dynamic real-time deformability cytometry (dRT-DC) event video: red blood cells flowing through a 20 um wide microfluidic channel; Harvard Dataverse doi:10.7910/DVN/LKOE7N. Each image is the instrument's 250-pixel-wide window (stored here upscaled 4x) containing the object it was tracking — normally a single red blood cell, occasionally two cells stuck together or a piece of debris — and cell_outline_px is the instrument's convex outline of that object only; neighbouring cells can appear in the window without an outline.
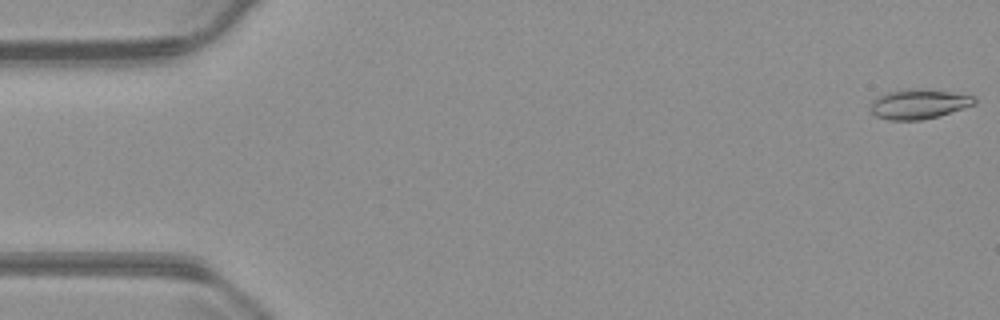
{"species": "common noctule bat (a hibernating species)", "species_latin": "Nyctalus noctula", "temperature_condition": "warm", "stored_images_in_passage": 55, "camera_frame_rate_fps": 3000, "um_per_image_px": 0.085, "animal": {"sex": "male", "body_mass_g": 23.1, "forearm_length_mm": 52.7}, "frame": {"image": 1, "passage_image": 1, "time_ms": 0.0, "image_size_px": [1000, 320], "cell_outline_px": [[976, 104], [964, 108], [936, 116], [920, 120], [888, 120], [876, 116], [868, 108], [872, 100], [876, 96], [888, 92], [908, 88], [920, 88], [976, 96]], "centroid_in_image_um": [78.05, 8.83], "position_along_channel_um": 7.0, "area_um2": 18.09}}
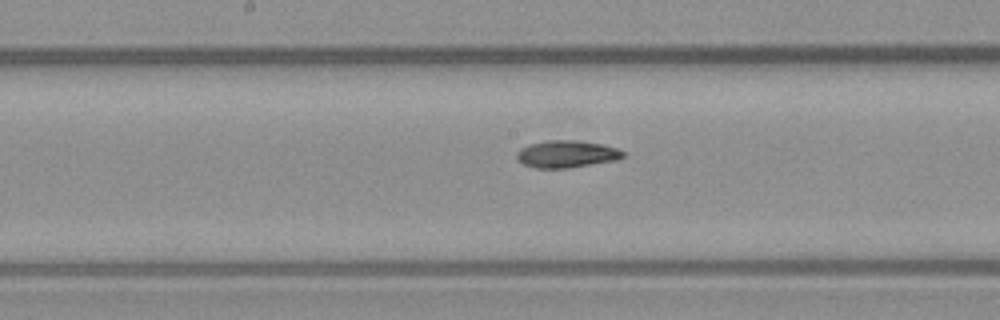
{"frame": {"image": 2, "passage_image": 28, "time_ms": 9.0, "image_size_px": [1000, 320], "cell_outline_px": [[624, 156], [616, 160], [568, 168], [536, 168], [524, 164], [516, 160], [516, 152], [520, 148], [528, 144], [544, 140], [576, 140], [604, 144], [616, 148], [624, 152]], "centroid_in_image_um": [48.12, 13.08], "position_along_channel_um": 200.1, "area_um2": 16.99}}
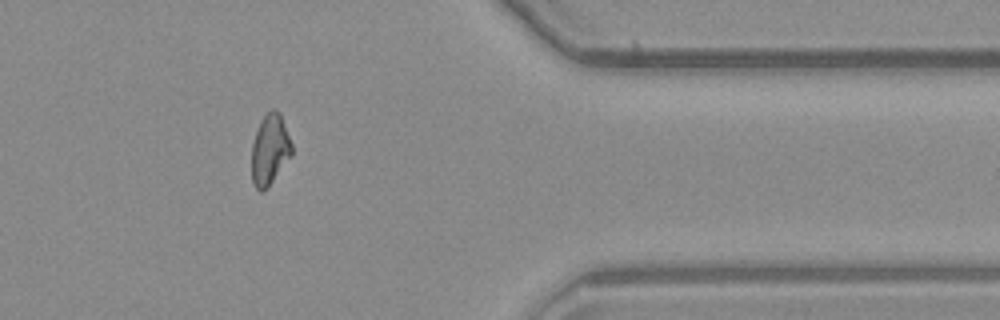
{"frame": {"image": 3, "passage_image": 45, "time_ms": 14.667, "image_size_px": [1000, 320], "cell_outline_px": [[292, 156], [264, 192], [260, 192], [256, 188], [252, 180], [252, 144], [260, 120], [272, 108], [280, 112], [292, 144]], "centroid_in_image_um": [22.95, 12.73], "position_along_channel_um": 388.5, "area_um2": 16.59}, "authors_computed_cell_mechanics": {"area_um2": 16.9932, "velocity_mm_per_s": 3.7334, "shape_relaxation_time_tau1_ms": null, "shape_relaxation_time_tau2_ms": 9.5852, "deformation_change_tau1": null, "deformation_change_tau2": 0.1488}}